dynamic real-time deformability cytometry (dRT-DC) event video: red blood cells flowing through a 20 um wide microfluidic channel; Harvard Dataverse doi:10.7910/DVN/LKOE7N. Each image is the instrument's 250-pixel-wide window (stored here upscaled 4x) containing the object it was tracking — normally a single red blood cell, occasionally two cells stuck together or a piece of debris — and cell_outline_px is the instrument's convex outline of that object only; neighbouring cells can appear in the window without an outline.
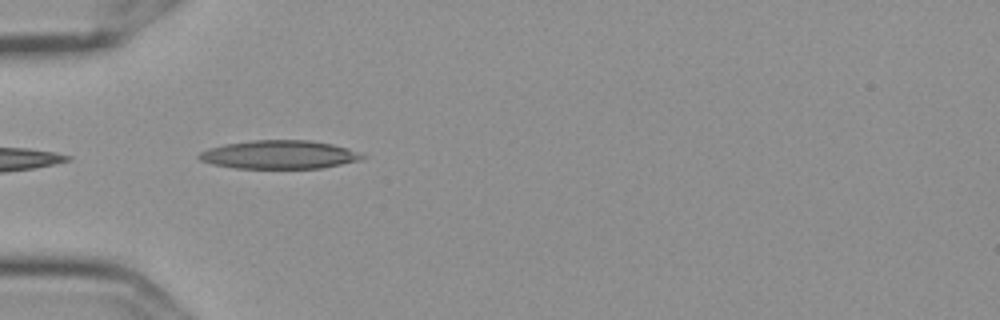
{"species": "Egyptian fruit bat (a non-hibernating species)", "species_latin": "Rousettus aegyptiacus", "temperature_condition": "cold", "stored_images_in_passage": 8, "camera_frame_rate_fps": 3000, "um_per_image_px": 0.085, "frame": {"image": 1, "passage_image": 5, "time_ms": 1.333, "image_size_px": [1000, 320], "cell_outline_px": [[368, 156], [360, 160], [320, 168], [236, 168], [212, 164], [200, 160], [196, 156], [200, 152], [208, 148], [224, 144], [252, 140], [308, 140], [332, 144], [348, 148], [360, 152]], "centroid_in_image_um": [23.73, 13.14], "position_along_channel_um": 61.3, "area_um2": 27.11}}
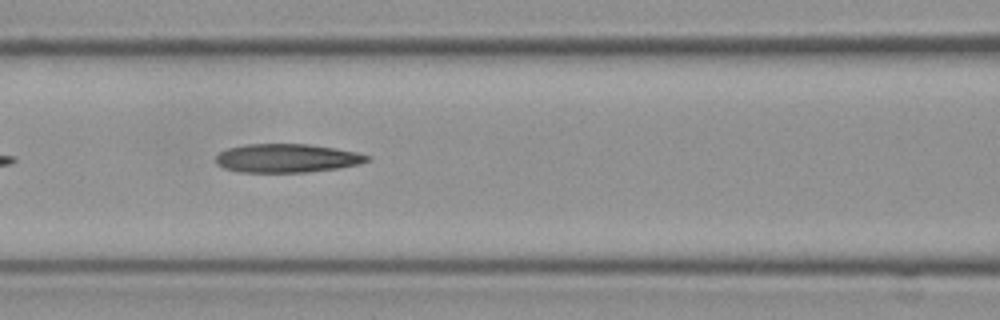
{"frame": {"image": 2, "passage_image": 7, "time_ms": 2.0, "image_size_px": [1000, 320], "cell_outline_px": [[372, 156], [368, 160], [356, 164], [336, 168], [304, 172], [240, 172], [224, 168], [216, 164], [216, 156], [220, 152], [228, 148], [244, 144], [308, 144], [336, 148], [356, 152]], "centroid_in_image_um": [24.35, 13.44], "position_along_channel_um": 142.3, "area_um2": 25.09}}
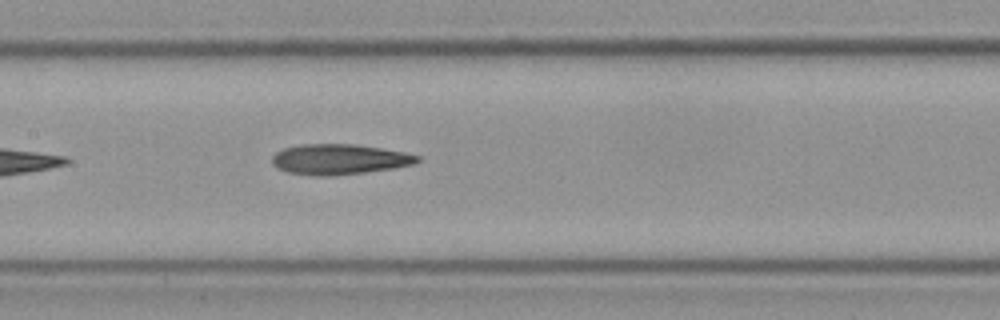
{"frame": {"image": 3, "passage_image": 8, "time_ms": 2.333, "image_size_px": [1000, 320], "cell_outline_px": [[420, 160], [412, 164], [392, 168], [336, 176], [316, 176], [288, 172], [276, 168], [272, 164], [272, 156], [276, 152], [284, 148], [300, 144], [352, 144], [380, 148], [404, 152], [420, 156]], "centroid_in_image_um": [28.79, 13.54], "position_along_channel_um": 178.6, "area_um2": 25.66}}